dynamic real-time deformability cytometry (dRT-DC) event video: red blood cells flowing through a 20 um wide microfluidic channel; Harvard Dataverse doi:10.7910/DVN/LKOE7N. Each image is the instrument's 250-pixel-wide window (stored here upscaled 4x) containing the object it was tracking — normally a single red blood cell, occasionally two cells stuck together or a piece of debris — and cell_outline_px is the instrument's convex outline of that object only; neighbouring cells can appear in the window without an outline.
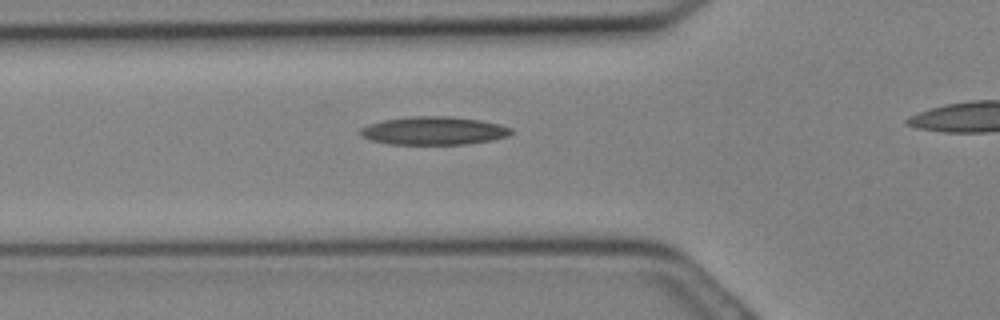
{"species": "Egyptian fruit bat (a non-hibernating species)", "species_latin": "Rousettus aegyptiacus", "temperature_condition": "cold", "stored_images_in_passage": 14, "camera_frame_rate_fps": 3000, "um_per_image_px": 0.085, "animal": {"sex": "female"}, "frame": {"image": 1, "passage_image": 7, "time_ms": 2.0, "image_size_px": [1000, 320], "cell_outline_px": [[512, 132], [508, 136], [492, 140], [468, 144], [388, 144], [368, 140], [360, 136], [360, 128], [384, 120], [412, 116], [448, 116], [480, 120], [500, 124], [512, 128]], "centroid_in_image_um": [36.87, 11.12], "position_along_channel_um": 88.9, "area_um2": 24.8}}
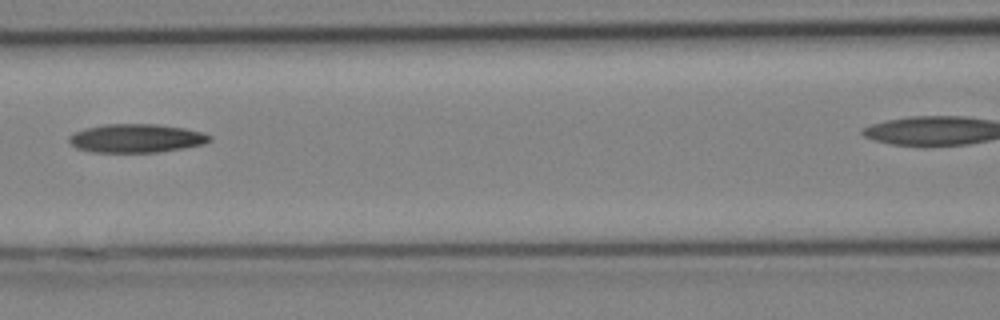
{"frame": {"image": 2, "passage_image": 10, "time_ms": 3.0, "image_size_px": [1000, 320], "cell_outline_px": [[212, 140], [204, 144], [184, 148], [160, 152], [92, 152], [76, 148], [68, 140], [68, 136], [84, 128], [104, 124], [156, 124], [184, 128], [204, 132], [212, 136]], "centroid_in_image_um": [11.61, 11.75], "position_along_channel_um": 155.0, "area_um2": 23.58}}